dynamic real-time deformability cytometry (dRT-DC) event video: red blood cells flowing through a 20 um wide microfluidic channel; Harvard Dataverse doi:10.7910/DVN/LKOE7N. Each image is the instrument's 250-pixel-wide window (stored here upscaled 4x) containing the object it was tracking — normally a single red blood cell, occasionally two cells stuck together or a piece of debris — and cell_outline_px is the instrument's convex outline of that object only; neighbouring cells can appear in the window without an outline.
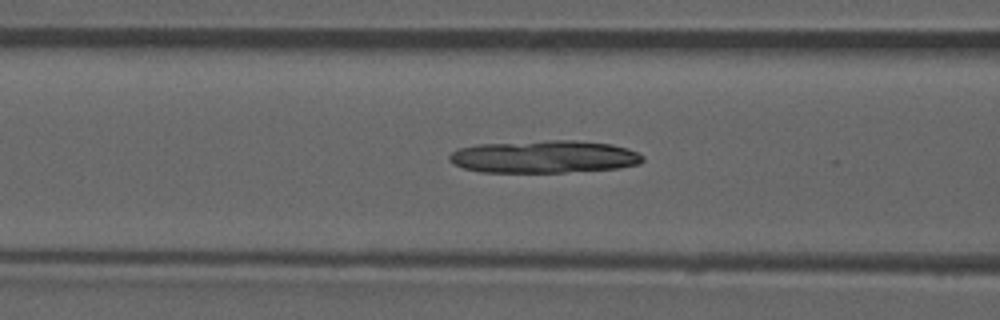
{"species": "common noctule bat (a hibernating species)", "species_latin": "Nyctalus noctula", "temperature_condition": "room temperature", "stored_images_in_passage": 34, "camera_frame_rate_fps": 3000, "um_per_image_px": 0.085, "animal": {"sex": "male", "forearm_length_mm": 52.5}, "frame": {"image": 1, "passage_image": 20, "time_ms": 6.333, "image_size_px": [1000, 320], "cell_outline_px": [[644, 160], [640, 164], [620, 168], [564, 172], [480, 172], [464, 168], [448, 160], [448, 156], [456, 148], [476, 144], [548, 140], [576, 140], [612, 144], [628, 148], [644, 156]], "centroid_in_image_um": [46.26, 13.31], "position_along_channel_um": 120.3, "area_um2": 36.99}}